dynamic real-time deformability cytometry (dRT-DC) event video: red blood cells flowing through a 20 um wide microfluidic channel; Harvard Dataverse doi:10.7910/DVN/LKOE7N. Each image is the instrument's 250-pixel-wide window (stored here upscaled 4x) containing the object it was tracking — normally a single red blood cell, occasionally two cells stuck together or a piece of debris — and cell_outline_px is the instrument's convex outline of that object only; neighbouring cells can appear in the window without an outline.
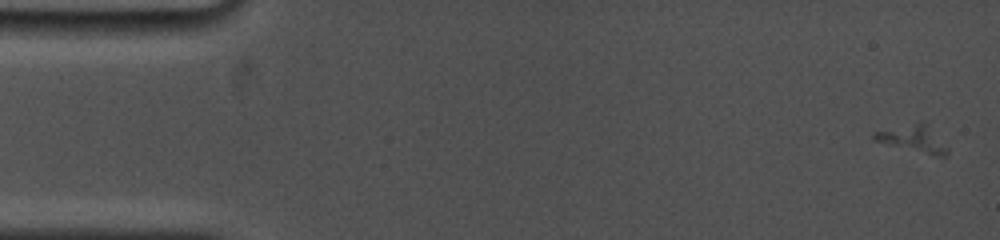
{"species": "common noctule bat (a hibernating species)", "species_latin": "Nyctalus noctula", "temperature_condition": "cold", "stored_images_in_passage": 11, "camera_frame_rate_fps": 5000, "um_per_image_px": 0.085, "animal": {"sex": "female", "body_mass_g": 19.0, "forearm_length_mm": 53.3}, "frame": {"image": 1, "passage_image": 1, "time_ms": 0.0, "image_size_px": [1000, 240], "cell_outline_px": [[948, 156], [932, 156], [872, 140], [872, 136], [876, 132], [924, 120], [948, 148]], "centroid_in_image_um": [77.66, 11.81], "position_along_channel_um": 7.3, "area_um2": 11.39}}
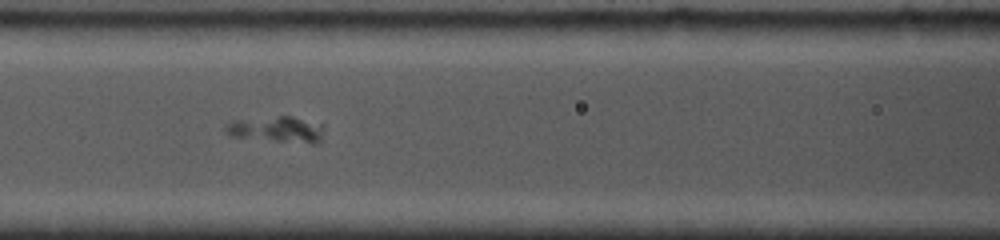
{"frame": {"image": 2, "passage_image": 10, "time_ms": 7.2, "image_size_px": [1000, 240], "cell_outline_px": [[324, 128], [320, 140], [312, 144], [232, 136], [224, 132], [224, 128], [232, 120], [280, 116], [292, 116], [324, 124]], "centroid_in_image_um": [23.56, 10.98], "position_along_channel_um": 143.0, "area_um2": 14.85}}
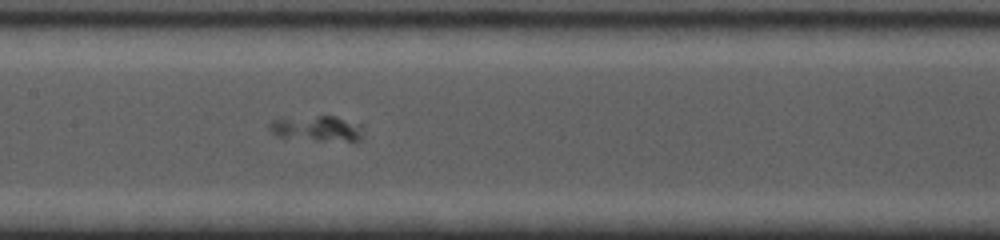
{"frame": {"image": 3, "passage_image": 11, "time_ms": 8.2, "image_size_px": [1000, 240], "cell_outline_px": [[364, 124], [360, 140], [316, 140], [276, 136], [268, 128], [268, 124], [272, 120], [320, 116], [336, 116]], "centroid_in_image_um": [26.99, 10.91], "position_along_channel_um": 180.4, "area_um2": 13.7}}